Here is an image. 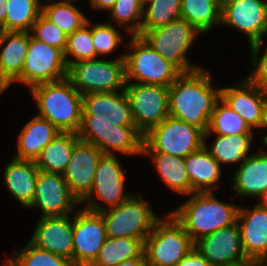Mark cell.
<instances>
[{
	"instance_id": "obj_26",
	"label": "cell",
	"mask_w": 267,
	"mask_h": 266,
	"mask_svg": "<svg viewBox=\"0 0 267 266\" xmlns=\"http://www.w3.org/2000/svg\"><path fill=\"white\" fill-rule=\"evenodd\" d=\"M60 132L49 120L39 115L34 116L20 130L13 157L35 161L41 150Z\"/></svg>"
},
{
	"instance_id": "obj_10",
	"label": "cell",
	"mask_w": 267,
	"mask_h": 266,
	"mask_svg": "<svg viewBox=\"0 0 267 266\" xmlns=\"http://www.w3.org/2000/svg\"><path fill=\"white\" fill-rule=\"evenodd\" d=\"M200 32L186 19L179 18L167 25L146 31L142 37L165 60L175 65L182 73L200 69L190 63L187 52Z\"/></svg>"
},
{
	"instance_id": "obj_18",
	"label": "cell",
	"mask_w": 267,
	"mask_h": 266,
	"mask_svg": "<svg viewBox=\"0 0 267 266\" xmlns=\"http://www.w3.org/2000/svg\"><path fill=\"white\" fill-rule=\"evenodd\" d=\"M237 224L247 259L267 260V203L258 201L251 209L239 206Z\"/></svg>"
},
{
	"instance_id": "obj_29",
	"label": "cell",
	"mask_w": 267,
	"mask_h": 266,
	"mask_svg": "<svg viewBox=\"0 0 267 266\" xmlns=\"http://www.w3.org/2000/svg\"><path fill=\"white\" fill-rule=\"evenodd\" d=\"M142 154L151 156V162L156 168L160 180L169 189L181 196L191 194V184L184 158L163 152H142Z\"/></svg>"
},
{
	"instance_id": "obj_24",
	"label": "cell",
	"mask_w": 267,
	"mask_h": 266,
	"mask_svg": "<svg viewBox=\"0 0 267 266\" xmlns=\"http://www.w3.org/2000/svg\"><path fill=\"white\" fill-rule=\"evenodd\" d=\"M82 115L112 121L118 126H135L125 90L83 95Z\"/></svg>"
},
{
	"instance_id": "obj_15",
	"label": "cell",
	"mask_w": 267,
	"mask_h": 266,
	"mask_svg": "<svg viewBox=\"0 0 267 266\" xmlns=\"http://www.w3.org/2000/svg\"><path fill=\"white\" fill-rule=\"evenodd\" d=\"M73 216V266H90L105 242L106 231L100 213L85 208Z\"/></svg>"
},
{
	"instance_id": "obj_46",
	"label": "cell",
	"mask_w": 267,
	"mask_h": 266,
	"mask_svg": "<svg viewBox=\"0 0 267 266\" xmlns=\"http://www.w3.org/2000/svg\"><path fill=\"white\" fill-rule=\"evenodd\" d=\"M7 0H0V25L5 21L7 8H6Z\"/></svg>"
},
{
	"instance_id": "obj_20",
	"label": "cell",
	"mask_w": 267,
	"mask_h": 266,
	"mask_svg": "<svg viewBox=\"0 0 267 266\" xmlns=\"http://www.w3.org/2000/svg\"><path fill=\"white\" fill-rule=\"evenodd\" d=\"M194 248L211 266H223L247 259L237 222L199 238L194 242Z\"/></svg>"
},
{
	"instance_id": "obj_34",
	"label": "cell",
	"mask_w": 267,
	"mask_h": 266,
	"mask_svg": "<svg viewBox=\"0 0 267 266\" xmlns=\"http://www.w3.org/2000/svg\"><path fill=\"white\" fill-rule=\"evenodd\" d=\"M7 14L0 25L3 31L30 32L42 13V0H7Z\"/></svg>"
},
{
	"instance_id": "obj_40",
	"label": "cell",
	"mask_w": 267,
	"mask_h": 266,
	"mask_svg": "<svg viewBox=\"0 0 267 266\" xmlns=\"http://www.w3.org/2000/svg\"><path fill=\"white\" fill-rule=\"evenodd\" d=\"M92 40L98 57L109 55L124 43L123 34L113 24L105 21L92 24Z\"/></svg>"
},
{
	"instance_id": "obj_17",
	"label": "cell",
	"mask_w": 267,
	"mask_h": 266,
	"mask_svg": "<svg viewBox=\"0 0 267 266\" xmlns=\"http://www.w3.org/2000/svg\"><path fill=\"white\" fill-rule=\"evenodd\" d=\"M102 154L95 145L82 140L74 145L63 177L70 192L79 202L90 193Z\"/></svg>"
},
{
	"instance_id": "obj_13",
	"label": "cell",
	"mask_w": 267,
	"mask_h": 266,
	"mask_svg": "<svg viewBox=\"0 0 267 266\" xmlns=\"http://www.w3.org/2000/svg\"><path fill=\"white\" fill-rule=\"evenodd\" d=\"M125 93L134 124L143 135L169 116V87L127 82Z\"/></svg>"
},
{
	"instance_id": "obj_33",
	"label": "cell",
	"mask_w": 267,
	"mask_h": 266,
	"mask_svg": "<svg viewBox=\"0 0 267 266\" xmlns=\"http://www.w3.org/2000/svg\"><path fill=\"white\" fill-rule=\"evenodd\" d=\"M254 131L222 98L214 106L207 131L204 133V142L211 134L233 135L254 134Z\"/></svg>"
},
{
	"instance_id": "obj_1",
	"label": "cell",
	"mask_w": 267,
	"mask_h": 266,
	"mask_svg": "<svg viewBox=\"0 0 267 266\" xmlns=\"http://www.w3.org/2000/svg\"><path fill=\"white\" fill-rule=\"evenodd\" d=\"M205 68L182 73L169 86V116L207 131L221 87H213L210 71Z\"/></svg>"
},
{
	"instance_id": "obj_50",
	"label": "cell",
	"mask_w": 267,
	"mask_h": 266,
	"mask_svg": "<svg viewBox=\"0 0 267 266\" xmlns=\"http://www.w3.org/2000/svg\"><path fill=\"white\" fill-rule=\"evenodd\" d=\"M152 0H140L141 4L143 6L147 5L148 3H150Z\"/></svg>"
},
{
	"instance_id": "obj_6",
	"label": "cell",
	"mask_w": 267,
	"mask_h": 266,
	"mask_svg": "<svg viewBox=\"0 0 267 266\" xmlns=\"http://www.w3.org/2000/svg\"><path fill=\"white\" fill-rule=\"evenodd\" d=\"M132 194L118 206L100 212L105 224L106 237L134 238L143 244L160 218L154 213L149 201Z\"/></svg>"
},
{
	"instance_id": "obj_25",
	"label": "cell",
	"mask_w": 267,
	"mask_h": 266,
	"mask_svg": "<svg viewBox=\"0 0 267 266\" xmlns=\"http://www.w3.org/2000/svg\"><path fill=\"white\" fill-rule=\"evenodd\" d=\"M39 169L35 161L13 157L5 166L3 180L7 190L23 208H29L35 195Z\"/></svg>"
},
{
	"instance_id": "obj_38",
	"label": "cell",
	"mask_w": 267,
	"mask_h": 266,
	"mask_svg": "<svg viewBox=\"0 0 267 266\" xmlns=\"http://www.w3.org/2000/svg\"><path fill=\"white\" fill-rule=\"evenodd\" d=\"M90 19L81 28L67 35V45L64 51V59L69 67L72 63L96 59V50L92 40V25ZM68 56L74 57L70 59Z\"/></svg>"
},
{
	"instance_id": "obj_51",
	"label": "cell",
	"mask_w": 267,
	"mask_h": 266,
	"mask_svg": "<svg viewBox=\"0 0 267 266\" xmlns=\"http://www.w3.org/2000/svg\"><path fill=\"white\" fill-rule=\"evenodd\" d=\"M1 36H2V30L0 29V39H1Z\"/></svg>"
},
{
	"instance_id": "obj_22",
	"label": "cell",
	"mask_w": 267,
	"mask_h": 266,
	"mask_svg": "<svg viewBox=\"0 0 267 266\" xmlns=\"http://www.w3.org/2000/svg\"><path fill=\"white\" fill-rule=\"evenodd\" d=\"M234 172L231 187L235 194L259 201L267 199V151L253 152Z\"/></svg>"
},
{
	"instance_id": "obj_35",
	"label": "cell",
	"mask_w": 267,
	"mask_h": 266,
	"mask_svg": "<svg viewBox=\"0 0 267 266\" xmlns=\"http://www.w3.org/2000/svg\"><path fill=\"white\" fill-rule=\"evenodd\" d=\"M45 1L48 2L47 4L42 2V14L67 35L81 28L88 21V17L74 5V1Z\"/></svg>"
},
{
	"instance_id": "obj_48",
	"label": "cell",
	"mask_w": 267,
	"mask_h": 266,
	"mask_svg": "<svg viewBox=\"0 0 267 266\" xmlns=\"http://www.w3.org/2000/svg\"><path fill=\"white\" fill-rule=\"evenodd\" d=\"M266 129L267 130V100H266V103H265V114H264V124H263V127L262 129ZM262 143L263 145H265V147L267 148V134H265L262 138Z\"/></svg>"
},
{
	"instance_id": "obj_9",
	"label": "cell",
	"mask_w": 267,
	"mask_h": 266,
	"mask_svg": "<svg viewBox=\"0 0 267 266\" xmlns=\"http://www.w3.org/2000/svg\"><path fill=\"white\" fill-rule=\"evenodd\" d=\"M204 145V132L185 121L167 116L143 137L142 152H163L185 158Z\"/></svg>"
},
{
	"instance_id": "obj_31",
	"label": "cell",
	"mask_w": 267,
	"mask_h": 266,
	"mask_svg": "<svg viewBox=\"0 0 267 266\" xmlns=\"http://www.w3.org/2000/svg\"><path fill=\"white\" fill-rule=\"evenodd\" d=\"M222 0H181V18L201 34L221 25Z\"/></svg>"
},
{
	"instance_id": "obj_23",
	"label": "cell",
	"mask_w": 267,
	"mask_h": 266,
	"mask_svg": "<svg viewBox=\"0 0 267 266\" xmlns=\"http://www.w3.org/2000/svg\"><path fill=\"white\" fill-rule=\"evenodd\" d=\"M30 32L3 31L0 39V95L21 75Z\"/></svg>"
},
{
	"instance_id": "obj_39",
	"label": "cell",
	"mask_w": 267,
	"mask_h": 266,
	"mask_svg": "<svg viewBox=\"0 0 267 266\" xmlns=\"http://www.w3.org/2000/svg\"><path fill=\"white\" fill-rule=\"evenodd\" d=\"M143 8L140 0H117L108 11L111 16L108 22L112 24V21H115V24H119L118 26L122 25L129 36H139Z\"/></svg>"
},
{
	"instance_id": "obj_12",
	"label": "cell",
	"mask_w": 267,
	"mask_h": 266,
	"mask_svg": "<svg viewBox=\"0 0 267 266\" xmlns=\"http://www.w3.org/2000/svg\"><path fill=\"white\" fill-rule=\"evenodd\" d=\"M68 66L64 53L31 36L21 75L14 81L23 83L29 90L38 84L55 82L67 77Z\"/></svg>"
},
{
	"instance_id": "obj_14",
	"label": "cell",
	"mask_w": 267,
	"mask_h": 266,
	"mask_svg": "<svg viewBox=\"0 0 267 266\" xmlns=\"http://www.w3.org/2000/svg\"><path fill=\"white\" fill-rule=\"evenodd\" d=\"M221 24L247 36L249 46L267 35V0H222Z\"/></svg>"
},
{
	"instance_id": "obj_41",
	"label": "cell",
	"mask_w": 267,
	"mask_h": 266,
	"mask_svg": "<svg viewBox=\"0 0 267 266\" xmlns=\"http://www.w3.org/2000/svg\"><path fill=\"white\" fill-rule=\"evenodd\" d=\"M31 36L39 41L60 49L63 53L67 45V34L52 23L42 13L30 30Z\"/></svg>"
},
{
	"instance_id": "obj_7",
	"label": "cell",
	"mask_w": 267,
	"mask_h": 266,
	"mask_svg": "<svg viewBox=\"0 0 267 266\" xmlns=\"http://www.w3.org/2000/svg\"><path fill=\"white\" fill-rule=\"evenodd\" d=\"M166 215L156 221L144 241L143 253L148 266H176L194 248L182 224L171 212Z\"/></svg>"
},
{
	"instance_id": "obj_8",
	"label": "cell",
	"mask_w": 267,
	"mask_h": 266,
	"mask_svg": "<svg viewBox=\"0 0 267 266\" xmlns=\"http://www.w3.org/2000/svg\"><path fill=\"white\" fill-rule=\"evenodd\" d=\"M67 78L82 95L125 90L124 54L114 60L96 58L72 63Z\"/></svg>"
},
{
	"instance_id": "obj_30",
	"label": "cell",
	"mask_w": 267,
	"mask_h": 266,
	"mask_svg": "<svg viewBox=\"0 0 267 266\" xmlns=\"http://www.w3.org/2000/svg\"><path fill=\"white\" fill-rule=\"evenodd\" d=\"M215 140L211 147L204 142L205 148L210 155L220 164L239 165L251 154V146L254 139V134H233V135H215ZM210 148V149H208Z\"/></svg>"
},
{
	"instance_id": "obj_11",
	"label": "cell",
	"mask_w": 267,
	"mask_h": 266,
	"mask_svg": "<svg viewBox=\"0 0 267 266\" xmlns=\"http://www.w3.org/2000/svg\"><path fill=\"white\" fill-rule=\"evenodd\" d=\"M116 156L118 154H102L99 158L90 193L80 202V205L87 202L85 209L100 213L118 206L133 194L124 192L126 171ZM94 198L99 199L97 202H104L105 207L102 204L99 205Z\"/></svg>"
},
{
	"instance_id": "obj_28",
	"label": "cell",
	"mask_w": 267,
	"mask_h": 266,
	"mask_svg": "<svg viewBox=\"0 0 267 266\" xmlns=\"http://www.w3.org/2000/svg\"><path fill=\"white\" fill-rule=\"evenodd\" d=\"M77 133L60 132L35 159L36 167L43 172L63 174L69 164L74 145L79 141Z\"/></svg>"
},
{
	"instance_id": "obj_47",
	"label": "cell",
	"mask_w": 267,
	"mask_h": 266,
	"mask_svg": "<svg viewBox=\"0 0 267 266\" xmlns=\"http://www.w3.org/2000/svg\"><path fill=\"white\" fill-rule=\"evenodd\" d=\"M256 262L251 259H245L236 263L226 264L223 266H255Z\"/></svg>"
},
{
	"instance_id": "obj_32",
	"label": "cell",
	"mask_w": 267,
	"mask_h": 266,
	"mask_svg": "<svg viewBox=\"0 0 267 266\" xmlns=\"http://www.w3.org/2000/svg\"><path fill=\"white\" fill-rule=\"evenodd\" d=\"M144 244L134 238L106 237L97 258L90 266H116L117 264L140 257Z\"/></svg>"
},
{
	"instance_id": "obj_49",
	"label": "cell",
	"mask_w": 267,
	"mask_h": 266,
	"mask_svg": "<svg viewBox=\"0 0 267 266\" xmlns=\"http://www.w3.org/2000/svg\"><path fill=\"white\" fill-rule=\"evenodd\" d=\"M255 266H267V260L256 262Z\"/></svg>"
},
{
	"instance_id": "obj_36",
	"label": "cell",
	"mask_w": 267,
	"mask_h": 266,
	"mask_svg": "<svg viewBox=\"0 0 267 266\" xmlns=\"http://www.w3.org/2000/svg\"><path fill=\"white\" fill-rule=\"evenodd\" d=\"M181 18V0H152L143 8L139 36Z\"/></svg>"
},
{
	"instance_id": "obj_16",
	"label": "cell",
	"mask_w": 267,
	"mask_h": 266,
	"mask_svg": "<svg viewBox=\"0 0 267 266\" xmlns=\"http://www.w3.org/2000/svg\"><path fill=\"white\" fill-rule=\"evenodd\" d=\"M80 202L70 192L63 174L39 170L33 202L28 209L38 208L44 216L70 214Z\"/></svg>"
},
{
	"instance_id": "obj_37",
	"label": "cell",
	"mask_w": 267,
	"mask_h": 266,
	"mask_svg": "<svg viewBox=\"0 0 267 266\" xmlns=\"http://www.w3.org/2000/svg\"><path fill=\"white\" fill-rule=\"evenodd\" d=\"M1 266H73L71 260L37 248L30 242L15 251Z\"/></svg>"
},
{
	"instance_id": "obj_2",
	"label": "cell",
	"mask_w": 267,
	"mask_h": 266,
	"mask_svg": "<svg viewBox=\"0 0 267 266\" xmlns=\"http://www.w3.org/2000/svg\"><path fill=\"white\" fill-rule=\"evenodd\" d=\"M188 200L171 210L193 242L237 222L238 205L222 202L214 192L191 193Z\"/></svg>"
},
{
	"instance_id": "obj_5",
	"label": "cell",
	"mask_w": 267,
	"mask_h": 266,
	"mask_svg": "<svg viewBox=\"0 0 267 266\" xmlns=\"http://www.w3.org/2000/svg\"><path fill=\"white\" fill-rule=\"evenodd\" d=\"M77 136L103 154L142 155L144 135L136 126H118L107 119L82 115Z\"/></svg>"
},
{
	"instance_id": "obj_45",
	"label": "cell",
	"mask_w": 267,
	"mask_h": 266,
	"mask_svg": "<svg viewBox=\"0 0 267 266\" xmlns=\"http://www.w3.org/2000/svg\"><path fill=\"white\" fill-rule=\"evenodd\" d=\"M116 266H148V263L146 261V257L144 253L138 257L131 260L123 261Z\"/></svg>"
},
{
	"instance_id": "obj_19",
	"label": "cell",
	"mask_w": 267,
	"mask_h": 266,
	"mask_svg": "<svg viewBox=\"0 0 267 266\" xmlns=\"http://www.w3.org/2000/svg\"><path fill=\"white\" fill-rule=\"evenodd\" d=\"M236 85L221 87V98L250 126L261 128L264 124L267 93L247 77Z\"/></svg>"
},
{
	"instance_id": "obj_4",
	"label": "cell",
	"mask_w": 267,
	"mask_h": 266,
	"mask_svg": "<svg viewBox=\"0 0 267 266\" xmlns=\"http://www.w3.org/2000/svg\"><path fill=\"white\" fill-rule=\"evenodd\" d=\"M124 54L126 81L169 87L182 72L165 60L142 36H129Z\"/></svg>"
},
{
	"instance_id": "obj_27",
	"label": "cell",
	"mask_w": 267,
	"mask_h": 266,
	"mask_svg": "<svg viewBox=\"0 0 267 266\" xmlns=\"http://www.w3.org/2000/svg\"><path fill=\"white\" fill-rule=\"evenodd\" d=\"M184 161L191 184V193L214 192V189L220 185L221 166L204 145L186 156Z\"/></svg>"
},
{
	"instance_id": "obj_21",
	"label": "cell",
	"mask_w": 267,
	"mask_h": 266,
	"mask_svg": "<svg viewBox=\"0 0 267 266\" xmlns=\"http://www.w3.org/2000/svg\"><path fill=\"white\" fill-rule=\"evenodd\" d=\"M69 215L39 217L29 242L39 249L65 257L73 264V218Z\"/></svg>"
},
{
	"instance_id": "obj_44",
	"label": "cell",
	"mask_w": 267,
	"mask_h": 266,
	"mask_svg": "<svg viewBox=\"0 0 267 266\" xmlns=\"http://www.w3.org/2000/svg\"><path fill=\"white\" fill-rule=\"evenodd\" d=\"M117 0H89V5L94 10H106L109 11Z\"/></svg>"
},
{
	"instance_id": "obj_3",
	"label": "cell",
	"mask_w": 267,
	"mask_h": 266,
	"mask_svg": "<svg viewBox=\"0 0 267 266\" xmlns=\"http://www.w3.org/2000/svg\"><path fill=\"white\" fill-rule=\"evenodd\" d=\"M38 115L61 132L77 133L81 124L83 95L65 79L38 84L30 89Z\"/></svg>"
},
{
	"instance_id": "obj_42",
	"label": "cell",
	"mask_w": 267,
	"mask_h": 266,
	"mask_svg": "<svg viewBox=\"0 0 267 266\" xmlns=\"http://www.w3.org/2000/svg\"><path fill=\"white\" fill-rule=\"evenodd\" d=\"M262 44L263 40L249 46L252 56L251 64L254 68L247 75V78L267 93V47H265V51L260 56Z\"/></svg>"
},
{
	"instance_id": "obj_43",
	"label": "cell",
	"mask_w": 267,
	"mask_h": 266,
	"mask_svg": "<svg viewBox=\"0 0 267 266\" xmlns=\"http://www.w3.org/2000/svg\"><path fill=\"white\" fill-rule=\"evenodd\" d=\"M176 266H211V265L195 248H193Z\"/></svg>"
}]
</instances>
